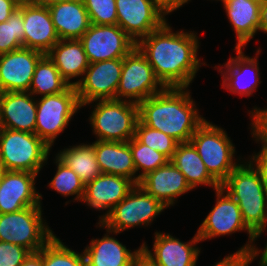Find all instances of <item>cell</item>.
Instances as JSON below:
<instances>
[{
  "label": "cell",
  "mask_w": 267,
  "mask_h": 266,
  "mask_svg": "<svg viewBox=\"0 0 267 266\" xmlns=\"http://www.w3.org/2000/svg\"><path fill=\"white\" fill-rule=\"evenodd\" d=\"M106 230V234L99 239H91L90 244L84 249L86 266H131L133 261L142 253L141 245L138 249L131 251L117 238L110 234L118 235L99 221L96 227Z\"/></svg>",
  "instance_id": "cell-23"
},
{
  "label": "cell",
  "mask_w": 267,
  "mask_h": 266,
  "mask_svg": "<svg viewBox=\"0 0 267 266\" xmlns=\"http://www.w3.org/2000/svg\"><path fill=\"white\" fill-rule=\"evenodd\" d=\"M199 37L194 31H173L167 21L136 47L147 58L155 75L167 88H189L201 65L198 58Z\"/></svg>",
  "instance_id": "cell-1"
},
{
  "label": "cell",
  "mask_w": 267,
  "mask_h": 266,
  "mask_svg": "<svg viewBox=\"0 0 267 266\" xmlns=\"http://www.w3.org/2000/svg\"><path fill=\"white\" fill-rule=\"evenodd\" d=\"M246 161L228 175L221 187L237 202L245 225L259 238L267 230V189L259 171Z\"/></svg>",
  "instance_id": "cell-3"
},
{
  "label": "cell",
  "mask_w": 267,
  "mask_h": 266,
  "mask_svg": "<svg viewBox=\"0 0 267 266\" xmlns=\"http://www.w3.org/2000/svg\"><path fill=\"white\" fill-rule=\"evenodd\" d=\"M81 108L74 86L58 94L37 98L35 134L52 148Z\"/></svg>",
  "instance_id": "cell-10"
},
{
  "label": "cell",
  "mask_w": 267,
  "mask_h": 266,
  "mask_svg": "<svg viewBox=\"0 0 267 266\" xmlns=\"http://www.w3.org/2000/svg\"><path fill=\"white\" fill-rule=\"evenodd\" d=\"M22 4L6 22L0 23V54L24 47Z\"/></svg>",
  "instance_id": "cell-34"
},
{
  "label": "cell",
  "mask_w": 267,
  "mask_h": 266,
  "mask_svg": "<svg viewBox=\"0 0 267 266\" xmlns=\"http://www.w3.org/2000/svg\"><path fill=\"white\" fill-rule=\"evenodd\" d=\"M43 53L29 48H20L0 54V93L28 92L36 64Z\"/></svg>",
  "instance_id": "cell-18"
},
{
  "label": "cell",
  "mask_w": 267,
  "mask_h": 266,
  "mask_svg": "<svg viewBox=\"0 0 267 266\" xmlns=\"http://www.w3.org/2000/svg\"><path fill=\"white\" fill-rule=\"evenodd\" d=\"M43 266H86L85 255L69 248L54 235L43 246Z\"/></svg>",
  "instance_id": "cell-32"
},
{
  "label": "cell",
  "mask_w": 267,
  "mask_h": 266,
  "mask_svg": "<svg viewBox=\"0 0 267 266\" xmlns=\"http://www.w3.org/2000/svg\"><path fill=\"white\" fill-rule=\"evenodd\" d=\"M72 0H35L36 3L49 7L51 5L57 4V3H62V2H68Z\"/></svg>",
  "instance_id": "cell-47"
},
{
  "label": "cell",
  "mask_w": 267,
  "mask_h": 266,
  "mask_svg": "<svg viewBox=\"0 0 267 266\" xmlns=\"http://www.w3.org/2000/svg\"><path fill=\"white\" fill-rule=\"evenodd\" d=\"M258 256H260L259 262L267 263V242H266L265 247L263 248V251L260 250L257 246L254 247L253 253L250 257L256 260Z\"/></svg>",
  "instance_id": "cell-45"
},
{
  "label": "cell",
  "mask_w": 267,
  "mask_h": 266,
  "mask_svg": "<svg viewBox=\"0 0 267 266\" xmlns=\"http://www.w3.org/2000/svg\"><path fill=\"white\" fill-rule=\"evenodd\" d=\"M51 147L35 133L0 127V161L4 170L39 174Z\"/></svg>",
  "instance_id": "cell-6"
},
{
  "label": "cell",
  "mask_w": 267,
  "mask_h": 266,
  "mask_svg": "<svg viewBox=\"0 0 267 266\" xmlns=\"http://www.w3.org/2000/svg\"><path fill=\"white\" fill-rule=\"evenodd\" d=\"M88 12L90 24L117 25L115 0H82Z\"/></svg>",
  "instance_id": "cell-36"
},
{
  "label": "cell",
  "mask_w": 267,
  "mask_h": 266,
  "mask_svg": "<svg viewBox=\"0 0 267 266\" xmlns=\"http://www.w3.org/2000/svg\"><path fill=\"white\" fill-rule=\"evenodd\" d=\"M21 266H43V247L35 253H30Z\"/></svg>",
  "instance_id": "cell-43"
},
{
  "label": "cell",
  "mask_w": 267,
  "mask_h": 266,
  "mask_svg": "<svg viewBox=\"0 0 267 266\" xmlns=\"http://www.w3.org/2000/svg\"><path fill=\"white\" fill-rule=\"evenodd\" d=\"M46 55L59 70L62 78L74 87L90 64L79 39L59 40ZM79 77L78 81H71Z\"/></svg>",
  "instance_id": "cell-25"
},
{
  "label": "cell",
  "mask_w": 267,
  "mask_h": 266,
  "mask_svg": "<svg viewBox=\"0 0 267 266\" xmlns=\"http://www.w3.org/2000/svg\"><path fill=\"white\" fill-rule=\"evenodd\" d=\"M24 48L46 55L60 40L48 7L36 2L22 4Z\"/></svg>",
  "instance_id": "cell-19"
},
{
  "label": "cell",
  "mask_w": 267,
  "mask_h": 266,
  "mask_svg": "<svg viewBox=\"0 0 267 266\" xmlns=\"http://www.w3.org/2000/svg\"><path fill=\"white\" fill-rule=\"evenodd\" d=\"M216 1H221L224 4L227 0H216Z\"/></svg>",
  "instance_id": "cell-51"
},
{
  "label": "cell",
  "mask_w": 267,
  "mask_h": 266,
  "mask_svg": "<svg viewBox=\"0 0 267 266\" xmlns=\"http://www.w3.org/2000/svg\"><path fill=\"white\" fill-rule=\"evenodd\" d=\"M138 185L167 208L177 203L176 198L193 190L184 174L170 161L147 173L140 179Z\"/></svg>",
  "instance_id": "cell-21"
},
{
  "label": "cell",
  "mask_w": 267,
  "mask_h": 266,
  "mask_svg": "<svg viewBox=\"0 0 267 266\" xmlns=\"http://www.w3.org/2000/svg\"><path fill=\"white\" fill-rule=\"evenodd\" d=\"M38 175L26 171H4L0 179V214L42 204V194L35 186Z\"/></svg>",
  "instance_id": "cell-17"
},
{
  "label": "cell",
  "mask_w": 267,
  "mask_h": 266,
  "mask_svg": "<svg viewBox=\"0 0 267 266\" xmlns=\"http://www.w3.org/2000/svg\"><path fill=\"white\" fill-rule=\"evenodd\" d=\"M259 266H267V263H262V262H259Z\"/></svg>",
  "instance_id": "cell-50"
},
{
  "label": "cell",
  "mask_w": 267,
  "mask_h": 266,
  "mask_svg": "<svg viewBox=\"0 0 267 266\" xmlns=\"http://www.w3.org/2000/svg\"><path fill=\"white\" fill-rule=\"evenodd\" d=\"M117 25L136 43L160 28L168 15L153 0H115Z\"/></svg>",
  "instance_id": "cell-13"
},
{
  "label": "cell",
  "mask_w": 267,
  "mask_h": 266,
  "mask_svg": "<svg viewBox=\"0 0 267 266\" xmlns=\"http://www.w3.org/2000/svg\"><path fill=\"white\" fill-rule=\"evenodd\" d=\"M132 266H155L145 255L142 253L133 261Z\"/></svg>",
  "instance_id": "cell-46"
},
{
  "label": "cell",
  "mask_w": 267,
  "mask_h": 266,
  "mask_svg": "<svg viewBox=\"0 0 267 266\" xmlns=\"http://www.w3.org/2000/svg\"><path fill=\"white\" fill-rule=\"evenodd\" d=\"M18 4L34 3L35 0H15Z\"/></svg>",
  "instance_id": "cell-48"
},
{
  "label": "cell",
  "mask_w": 267,
  "mask_h": 266,
  "mask_svg": "<svg viewBox=\"0 0 267 266\" xmlns=\"http://www.w3.org/2000/svg\"><path fill=\"white\" fill-rule=\"evenodd\" d=\"M42 205L0 214V241L38 252L55 234L42 217Z\"/></svg>",
  "instance_id": "cell-8"
},
{
  "label": "cell",
  "mask_w": 267,
  "mask_h": 266,
  "mask_svg": "<svg viewBox=\"0 0 267 266\" xmlns=\"http://www.w3.org/2000/svg\"><path fill=\"white\" fill-rule=\"evenodd\" d=\"M216 204L198 227L197 235L200 241L213 239L223 235H232L236 232H247L248 241L237 254L250 257L253 253L256 235L245 225L241 210L237 202L221 186L215 189Z\"/></svg>",
  "instance_id": "cell-7"
},
{
  "label": "cell",
  "mask_w": 267,
  "mask_h": 266,
  "mask_svg": "<svg viewBox=\"0 0 267 266\" xmlns=\"http://www.w3.org/2000/svg\"><path fill=\"white\" fill-rule=\"evenodd\" d=\"M48 9L60 40L80 39L90 26L82 0L57 3Z\"/></svg>",
  "instance_id": "cell-27"
},
{
  "label": "cell",
  "mask_w": 267,
  "mask_h": 266,
  "mask_svg": "<svg viewBox=\"0 0 267 266\" xmlns=\"http://www.w3.org/2000/svg\"><path fill=\"white\" fill-rule=\"evenodd\" d=\"M169 161L184 174L187 183L192 189L199 185L200 187L204 185L215 190L221 186L209 174L197 149L191 142L178 143Z\"/></svg>",
  "instance_id": "cell-28"
},
{
  "label": "cell",
  "mask_w": 267,
  "mask_h": 266,
  "mask_svg": "<svg viewBox=\"0 0 267 266\" xmlns=\"http://www.w3.org/2000/svg\"><path fill=\"white\" fill-rule=\"evenodd\" d=\"M135 137L142 144L165 155L169 160L172 158L178 144L171 136L144 125L140 120L136 126Z\"/></svg>",
  "instance_id": "cell-35"
},
{
  "label": "cell",
  "mask_w": 267,
  "mask_h": 266,
  "mask_svg": "<svg viewBox=\"0 0 267 266\" xmlns=\"http://www.w3.org/2000/svg\"><path fill=\"white\" fill-rule=\"evenodd\" d=\"M249 116L251 117V135L255 139V142L261 143L262 146L267 147V108H262L254 106V108L249 111Z\"/></svg>",
  "instance_id": "cell-38"
},
{
  "label": "cell",
  "mask_w": 267,
  "mask_h": 266,
  "mask_svg": "<svg viewBox=\"0 0 267 266\" xmlns=\"http://www.w3.org/2000/svg\"><path fill=\"white\" fill-rule=\"evenodd\" d=\"M243 48L234 47L236 51V57L228 59L227 63L215 66L214 69H218L222 75V87L229 90L233 94L240 96H251L253 92L257 91L261 75L259 68L258 55H260V47L255 52V57L246 56L242 50ZM223 69V70H222ZM226 69V70H224Z\"/></svg>",
  "instance_id": "cell-16"
},
{
  "label": "cell",
  "mask_w": 267,
  "mask_h": 266,
  "mask_svg": "<svg viewBox=\"0 0 267 266\" xmlns=\"http://www.w3.org/2000/svg\"><path fill=\"white\" fill-rule=\"evenodd\" d=\"M212 123L205 120L190 142L197 149L209 174L221 185L241 163V158L235 159L236 147L227 132Z\"/></svg>",
  "instance_id": "cell-5"
},
{
  "label": "cell",
  "mask_w": 267,
  "mask_h": 266,
  "mask_svg": "<svg viewBox=\"0 0 267 266\" xmlns=\"http://www.w3.org/2000/svg\"><path fill=\"white\" fill-rule=\"evenodd\" d=\"M69 86L54 63L44 55L36 64L28 92L34 97H43L64 92Z\"/></svg>",
  "instance_id": "cell-30"
},
{
  "label": "cell",
  "mask_w": 267,
  "mask_h": 266,
  "mask_svg": "<svg viewBox=\"0 0 267 266\" xmlns=\"http://www.w3.org/2000/svg\"><path fill=\"white\" fill-rule=\"evenodd\" d=\"M161 9L170 15L171 12L183 7L190 0H153Z\"/></svg>",
  "instance_id": "cell-42"
},
{
  "label": "cell",
  "mask_w": 267,
  "mask_h": 266,
  "mask_svg": "<svg viewBox=\"0 0 267 266\" xmlns=\"http://www.w3.org/2000/svg\"><path fill=\"white\" fill-rule=\"evenodd\" d=\"M166 208L137 184L99 222L114 232L122 233L133 227L150 226Z\"/></svg>",
  "instance_id": "cell-9"
},
{
  "label": "cell",
  "mask_w": 267,
  "mask_h": 266,
  "mask_svg": "<svg viewBox=\"0 0 267 266\" xmlns=\"http://www.w3.org/2000/svg\"><path fill=\"white\" fill-rule=\"evenodd\" d=\"M79 40L89 63L124 58L136 47V42L118 25L90 24Z\"/></svg>",
  "instance_id": "cell-12"
},
{
  "label": "cell",
  "mask_w": 267,
  "mask_h": 266,
  "mask_svg": "<svg viewBox=\"0 0 267 266\" xmlns=\"http://www.w3.org/2000/svg\"><path fill=\"white\" fill-rule=\"evenodd\" d=\"M30 253L23 246L0 241V266H21Z\"/></svg>",
  "instance_id": "cell-37"
},
{
  "label": "cell",
  "mask_w": 267,
  "mask_h": 266,
  "mask_svg": "<svg viewBox=\"0 0 267 266\" xmlns=\"http://www.w3.org/2000/svg\"><path fill=\"white\" fill-rule=\"evenodd\" d=\"M18 6L15 0H0V23L6 22Z\"/></svg>",
  "instance_id": "cell-41"
},
{
  "label": "cell",
  "mask_w": 267,
  "mask_h": 266,
  "mask_svg": "<svg viewBox=\"0 0 267 266\" xmlns=\"http://www.w3.org/2000/svg\"><path fill=\"white\" fill-rule=\"evenodd\" d=\"M236 34L237 48H245L259 31L261 0H227L223 4Z\"/></svg>",
  "instance_id": "cell-26"
},
{
  "label": "cell",
  "mask_w": 267,
  "mask_h": 266,
  "mask_svg": "<svg viewBox=\"0 0 267 266\" xmlns=\"http://www.w3.org/2000/svg\"><path fill=\"white\" fill-rule=\"evenodd\" d=\"M129 146L132 152L136 174L141 171L137 174L138 184L140 179L147 173L156 170L169 161L165 155L142 144L135 136L129 140Z\"/></svg>",
  "instance_id": "cell-33"
},
{
  "label": "cell",
  "mask_w": 267,
  "mask_h": 266,
  "mask_svg": "<svg viewBox=\"0 0 267 266\" xmlns=\"http://www.w3.org/2000/svg\"><path fill=\"white\" fill-rule=\"evenodd\" d=\"M190 93L189 88H165L138 104L139 120L178 143L190 142L197 128L206 120L199 114Z\"/></svg>",
  "instance_id": "cell-2"
},
{
  "label": "cell",
  "mask_w": 267,
  "mask_h": 266,
  "mask_svg": "<svg viewBox=\"0 0 267 266\" xmlns=\"http://www.w3.org/2000/svg\"><path fill=\"white\" fill-rule=\"evenodd\" d=\"M4 167H3V164H2V162L0 161V179H1V177H2V175H3V173H4Z\"/></svg>",
  "instance_id": "cell-49"
},
{
  "label": "cell",
  "mask_w": 267,
  "mask_h": 266,
  "mask_svg": "<svg viewBox=\"0 0 267 266\" xmlns=\"http://www.w3.org/2000/svg\"><path fill=\"white\" fill-rule=\"evenodd\" d=\"M249 161L259 171L261 179L267 189V147L261 146L260 151L253 153Z\"/></svg>",
  "instance_id": "cell-39"
},
{
  "label": "cell",
  "mask_w": 267,
  "mask_h": 266,
  "mask_svg": "<svg viewBox=\"0 0 267 266\" xmlns=\"http://www.w3.org/2000/svg\"><path fill=\"white\" fill-rule=\"evenodd\" d=\"M135 184L128 178L101 173L93 181L85 184L81 202L98 211L106 210L99 221L123 200Z\"/></svg>",
  "instance_id": "cell-20"
},
{
  "label": "cell",
  "mask_w": 267,
  "mask_h": 266,
  "mask_svg": "<svg viewBox=\"0 0 267 266\" xmlns=\"http://www.w3.org/2000/svg\"><path fill=\"white\" fill-rule=\"evenodd\" d=\"M54 163L57 167L53 179L47 184L63 197L75 196L72 200L81 202L84 196L85 184L79 176L56 156Z\"/></svg>",
  "instance_id": "cell-31"
},
{
  "label": "cell",
  "mask_w": 267,
  "mask_h": 266,
  "mask_svg": "<svg viewBox=\"0 0 267 266\" xmlns=\"http://www.w3.org/2000/svg\"><path fill=\"white\" fill-rule=\"evenodd\" d=\"M259 31L267 33V0H261Z\"/></svg>",
  "instance_id": "cell-44"
},
{
  "label": "cell",
  "mask_w": 267,
  "mask_h": 266,
  "mask_svg": "<svg viewBox=\"0 0 267 266\" xmlns=\"http://www.w3.org/2000/svg\"><path fill=\"white\" fill-rule=\"evenodd\" d=\"M194 235L189 242H183L170 233L156 231L153 250L143 242L141 251L155 266H196L201 251L197 244L201 241L197 232Z\"/></svg>",
  "instance_id": "cell-15"
},
{
  "label": "cell",
  "mask_w": 267,
  "mask_h": 266,
  "mask_svg": "<svg viewBox=\"0 0 267 266\" xmlns=\"http://www.w3.org/2000/svg\"><path fill=\"white\" fill-rule=\"evenodd\" d=\"M165 88L147 58L137 47L123 58L121 78L116 92L117 100L139 104Z\"/></svg>",
  "instance_id": "cell-11"
},
{
  "label": "cell",
  "mask_w": 267,
  "mask_h": 266,
  "mask_svg": "<svg viewBox=\"0 0 267 266\" xmlns=\"http://www.w3.org/2000/svg\"><path fill=\"white\" fill-rule=\"evenodd\" d=\"M253 261L254 259L251 257H244L234 252L228 254L213 266H249Z\"/></svg>",
  "instance_id": "cell-40"
},
{
  "label": "cell",
  "mask_w": 267,
  "mask_h": 266,
  "mask_svg": "<svg viewBox=\"0 0 267 266\" xmlns=\"http://www.w3.org/2000/svg\"><path fill=\"white\" fill-rule=\"evenodd\" d=\"M99 168L104 174H112L130 179L138 184V176L128 142L100 141L93 142Z\"/></svg>",
  "instance_id": "cell-24"
},
{
  "label": "cell",
  "mask_w": 267,
  "mask_h": 266,
  "mask_svg": "<svg viewBox=\"0 0 267 266\" xmlns=\"http://www.w3.org/2000/svg\"><path fill=\"white\" fill-rule=\"evenodd\" d=\"M95 102V106L94 105ZM93 103V105H91ZM91 105L89 117L92 134L100 141L128 142L135 136L139 121L138 104L117 100H96L82 105Z\"/></svg>",
  "instance_id": "cell-4"
},
{
  "label": "cell",
  "mask_w": 267,
  "mask_h": 266,
  "mask_svg": "<svg viewBox=\"0 0 267 266\" xmlns=\"http://www.w3.org/2000/svg\"><path fill=\"white\" fill-rule=\"evenodd\" d=\"M37 98L29 92L0 93V127L35 133Z\"/></svg>",
  "instance_id": "cell-22"
},
{
  "label": "cell",
  "mask_w": 267,
  "mask_h": 266,
  "mask_svg": "<svg viewBox=\"0 0 267 266\" xmlns=\"http://www.w3.org/2000/svg\"><path fill=\"white\" fill-rule=\"evenodd\" d=\"M55 156L71 168L84 184L93 181L102 173L96 159L93 143L69 146L61 149Z\"/></svg>",
  "instance_id": "cell-29"
},
{
  "label": "cell",
  "mask_w": 267,
  "mask_h": 266,
  "mask_svg": "<svg viewBox=\"0 0 267 266\" xmlns=\"http://www.w3.org/2000/svg\"><path fill=\"white\" fill-rule=\"evenodd\" d=\"M123 58L90 63L75 86L80 105L96 100L116 99Z\"/></svg>",
  "instance_id": "cell-14"
}]
</instances>
